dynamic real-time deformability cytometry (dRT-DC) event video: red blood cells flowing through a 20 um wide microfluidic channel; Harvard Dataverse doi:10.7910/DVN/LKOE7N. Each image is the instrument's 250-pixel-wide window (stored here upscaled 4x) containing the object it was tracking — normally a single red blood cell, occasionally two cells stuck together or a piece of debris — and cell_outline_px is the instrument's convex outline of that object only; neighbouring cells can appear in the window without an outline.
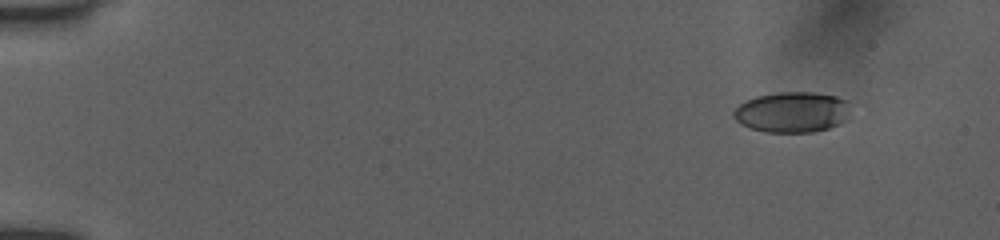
{"species": "human", "species_latin": "Homo sapiens", "temperature_condition": "room temperature", "stored_images_in_passage": 9, "camera_frame_rate_fps": 3000, "um_per_image_px": 0.085, "donor": {"sex": "female"}, "frame": {"image": 1, "passage_image": 2, "time_ms": 1.0, "image_size_px": [1000, 240], "cell_outline_px": [[848, 100], [844, 120], [840, 124], [828, 128], [812, 132], [768, 132], [752, 128], [740, 124], [732, 116], [732, 112], [744, 100], [756, 96], [780, 92], [812, 92], [836, 96]], "centroid_in_image_um": [67.28, 9.52], "position_along_channel_um": 17.7, "area_um2": 27.46}}
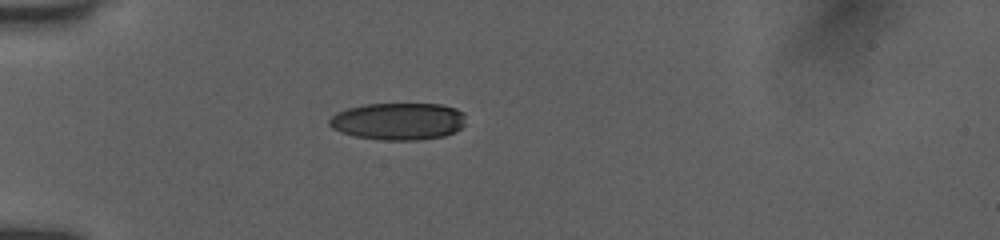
{"frame": {"image": 2, "passage_image": 6, "time_ms": 4.667, "image_size_px": [1000, 240], "cell_outline_px": [[464, 124], [460, 128], [444, 136], [416, 140], [384, 140], [356, 136], [340, 132], [332, 128], [328, 124], [328, 120], [336, 112], [348, 108], [364, 104], [440, 104], [456, 108], [464, 112]], "centroid_in_image_um": [33.83, 10.3], "position_along_channel_um": 51.2, "area_um2": 29.54}}
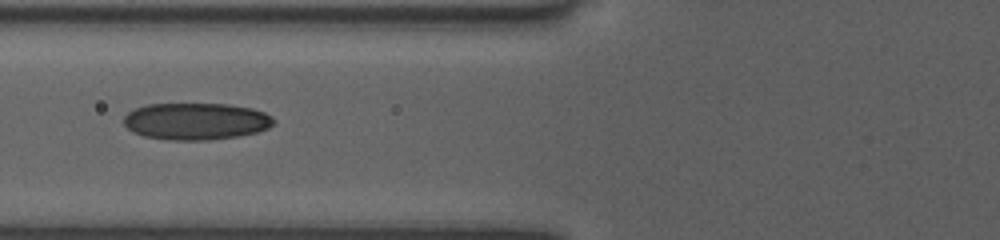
{"frame": {"image": 3, "passage_image": 8, "time_ms": 6.667, "image_size_px": [1000, 240], "cell_outline_px": [[272, 124], [268, 128], [256, 132], [236, 136], [208, 140], [168, 140], [144, 136], [132, 132], [124, 124], [124, 116], [128, 112], [136, 108], [148, 104], [228, 104], [252, 108], [264, 112], [272, 116]], "centroid_in_image_um": [16.63, 10.31], "position_along_channel_um": 109.2, "area_um2": 32.14}}